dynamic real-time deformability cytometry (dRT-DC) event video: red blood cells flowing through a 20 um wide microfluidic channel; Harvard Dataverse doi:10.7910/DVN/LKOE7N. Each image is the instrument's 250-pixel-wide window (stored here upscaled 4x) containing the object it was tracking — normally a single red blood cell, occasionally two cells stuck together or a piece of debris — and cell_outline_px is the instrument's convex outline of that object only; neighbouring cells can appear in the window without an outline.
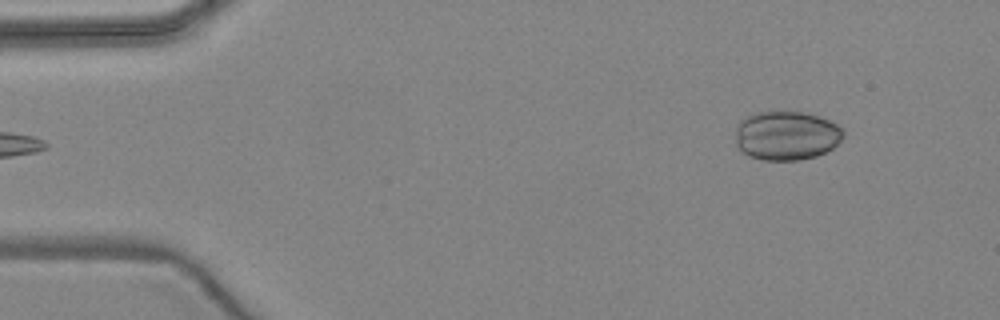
{"species": "common noctule bat (a hibernating species)", "species_latin": "Nyctalus noctula", "temperature_condition": "warm", "stored_images_in_passage": 3, "camera_frame_rate_fps": 3000, "um_per_image_px": 0.085, "animal": {"sex": "female", "body_mass_g": 24.6, "forearm_length_mm": 56.2}, "frame": {"image": 1, "passage_image": 3, "time_ms": 3.667, "image_size_px": [1000, 320], "cell_outline_px": [[844, 136], [832, 148], [816, 156], [800, 160], [764, 160], [748, 156], [736, 144], [736, 124], [744, 116], [756, 112], [808, 112], [820, 116], [836, 124], [844, 132]], "centroid_in_image_um": [66.82, 11.51], "position_along_channel_um": 18.2, "area_um2": 30.98}}